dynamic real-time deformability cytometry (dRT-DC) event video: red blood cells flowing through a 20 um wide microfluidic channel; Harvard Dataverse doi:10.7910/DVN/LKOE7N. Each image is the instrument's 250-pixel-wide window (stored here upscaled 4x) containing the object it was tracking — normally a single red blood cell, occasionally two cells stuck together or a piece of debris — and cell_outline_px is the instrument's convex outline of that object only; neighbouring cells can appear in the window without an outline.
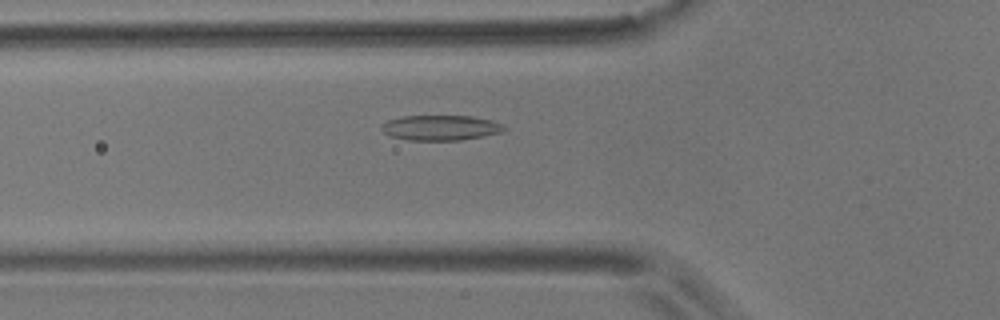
{"species": "common noctule bat (a hibernating species)", "species_latin": "Nyctalus noctula", "temperature_condition": "room temperature", "stored_images_in_passage": 40, "camera_frame_rate_fps": 3000, "um_per_image_px": 0.085, "animal": {"sex": "male", "body_mass_g": 17.9}, "frame": {"image": 1, "passage_image": 3, "time_ms": 0.667, "image_size_px": [1000, 320], "cell_outline_px": [[508, 128], [500, 132], [484, 136], [460, 140], [408, 140], [388, 136], [380, 128], [388, 120], [404, 116], [472, 116], [492, 120], [504, 124]], "centroid_in_image_um": [37.48, 10.86], "position_along_channel_um": 88.3, "area_um2": 18.03}}
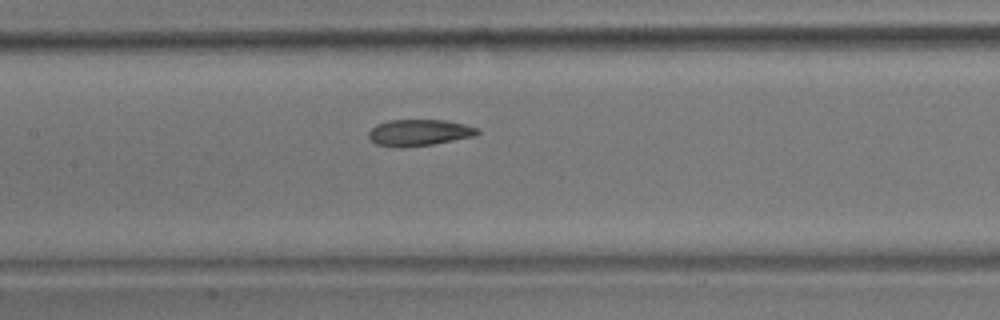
{"frame": {"image": 2, "passage_image": 10, "time_ms": 3.0, "image_size_px": [1000, 320], "cell_outline_px": [[480, 132], [476, 136], [432, 144], [404, 148], [396, 148], [376, 144], [368, 136], [368, 132], [376, 124], [388, 120], [444, 120], [464, 124], [476, 128]], "centroid_in_image_um": [35.59, 11.28], "position_along_channel_um": 171.8, "area_um2": 16.82}}
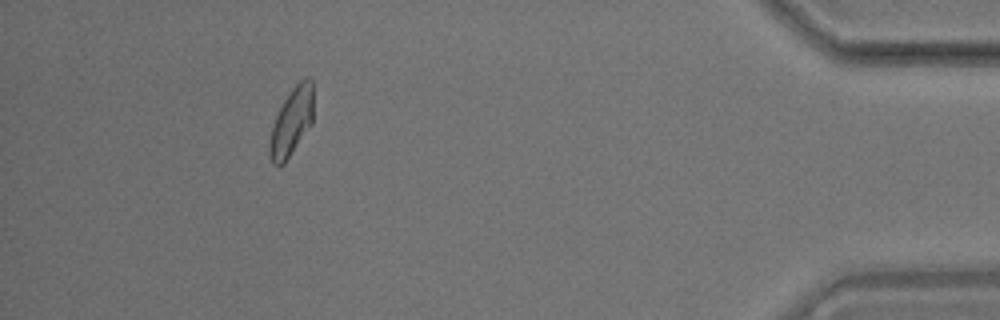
{"frame": {"image": 3, "passage_image": 35, "time_ms": 11.333, "image_size_px": [1000, 320], "cell_outline_px": [[312, 124], [284, 164], [272, 164], [268, 156], [268, 148], [272, 128], [276, 116], [284, 100], [292, 88], [304, 76], [308, 76], [312, 80]], "centroid_in_image_um": [24.78, 10.36], "position_along_channel_um": 410.4, "area_um2": 17.22}, "authors_computed_cell_mechanics": {"area_um2": 17.0799, "velocity_mm_per_s": 3.5409, "shape_relaxation_time_tau1_ms": 6.9061, "shape_relaxation_time_tau2_ms": 2.0408, "deformation_change_tau1": 0.1471, "deformation_change_tau2": 0.0859}}